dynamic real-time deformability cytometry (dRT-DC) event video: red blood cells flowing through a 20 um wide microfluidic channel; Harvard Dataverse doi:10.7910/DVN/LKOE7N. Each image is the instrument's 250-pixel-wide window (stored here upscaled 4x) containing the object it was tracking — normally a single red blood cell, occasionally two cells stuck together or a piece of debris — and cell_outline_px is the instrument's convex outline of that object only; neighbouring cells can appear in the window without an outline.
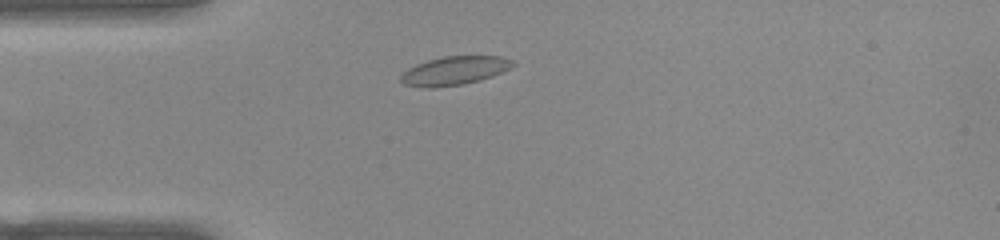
{"species": "common noctule bat (a hibernating species)", "species_latin": "Nyctalus noctula", "temperature_condition": "warm", "stored_images_in_passage": 45, "camera_frame_rate_fps": 3000, "um_per_image_px": 0.085, "animal": {"sex": "female", "body_mass_g": 22.0, "forearm_length_mm": 56.7}, "frame": {"image": 1, "passage_image": 6, "time_ms": 1.667, "image_size_px": [1000, 240], "cell_outline_px": [[516, 64], [492, 76], [480, 80], [464, 84], [432, 88], [424, 88], [404, 84], [400, 80], [400, 76], [408, 68], [416, 64], [428, 60], [444, 56], [504, 56], [512, 60]], "centroid_in_image_um": [38.61, 6.01], "position_along_channel_um": 46.4, "area_um2": 18.67}}
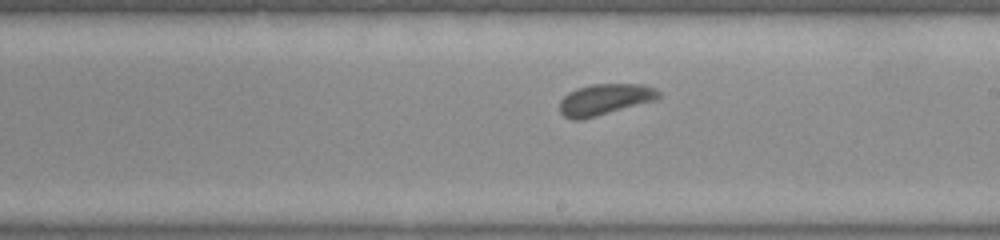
{"frame": {"image": 2, "passage_image": 22, "time_ms": 7.0, "image_size_px": [1000, 240], "cell_outline_px": [[664, 96], [656, 100], [596, 116], [580, 120], [572, 120], [564, 116], [560, 112], [560, 100], [568, 92], [576, 88], [592, 84], [644, 84], [656, 88]], "centroid_in_image_um": [51.44, 8.44], "position_along_channel_um": 237.6, "area_um2": 18.15}}
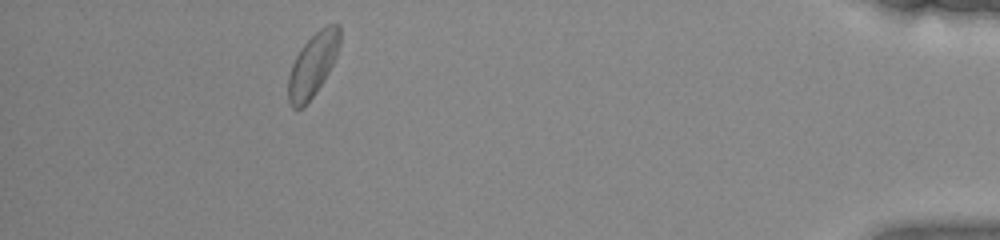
{"frame": {"image": 3, "passage_image": 40, "time_ms": 13.0, "image_size_px": [1000, 240], "cell_outline_px": [[340, 44], [336, 56], [328, 72], [316, 92], [304, 108], [292, 108], [288, 100], [288, 76], [292, 64], [300, 48], [320, 28], [328, 24], [340, 24]], "centroid_in_image_um": [26.58, 5.52], "position_along_channel_um": 408.6, "area_um2": 18.96}, "authors_computed_cell_mechanics": {"area_um2": 18.4382, "velocity_mm_per_s": 3.8442, "shape_relaxation_time_tau1_ms": 1.4375, "shape_relaxation_time_tau2_ms": 8.3575, "deformation_change_tau1": 0.0534, "deformation_change_tau2": 0.1176}}